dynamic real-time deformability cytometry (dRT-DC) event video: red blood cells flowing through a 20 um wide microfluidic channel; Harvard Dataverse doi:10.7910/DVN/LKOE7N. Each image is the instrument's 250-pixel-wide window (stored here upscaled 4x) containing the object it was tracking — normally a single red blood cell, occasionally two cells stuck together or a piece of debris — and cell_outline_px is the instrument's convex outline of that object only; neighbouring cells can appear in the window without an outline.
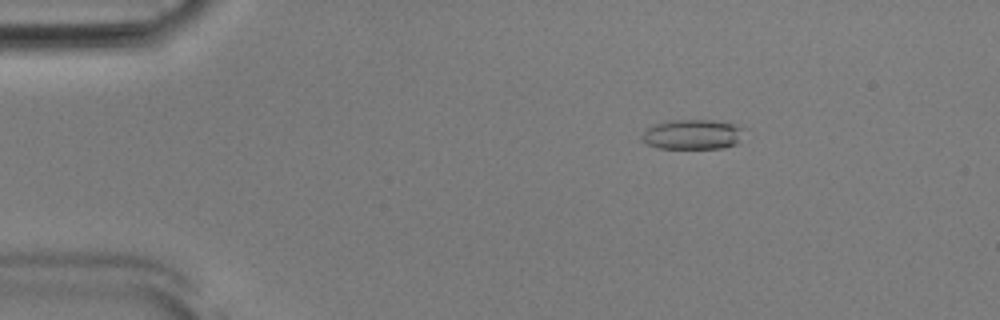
{"species": "Egyptian fruit bat (a non-hibernating species)", "species_latin": "Rousettus aegyptiacus", "temperature_condition": "room temperature", "stored_images_in_passage": 50, "camera_frame_rate_fps": 3000, "um_per_image_px": 0.085, "animal": {"sex": "male"}, "frame": {"image": 1, "passage_image": 6, "time_ms": 1.667, "image_size_px": [1000, 320], "cell_outline_px": [[748, 128], [736, 144], [720, 148], [660, 148], [648, 144], [640, 140], [640, 136], [648, 128], [656, 124], [672, 120], [712, 120], [740, 124]], "centroid_in_image_um": [58.94, 11.41], "position_along_channel_um": 26.1, "area_um2": 18.03}}
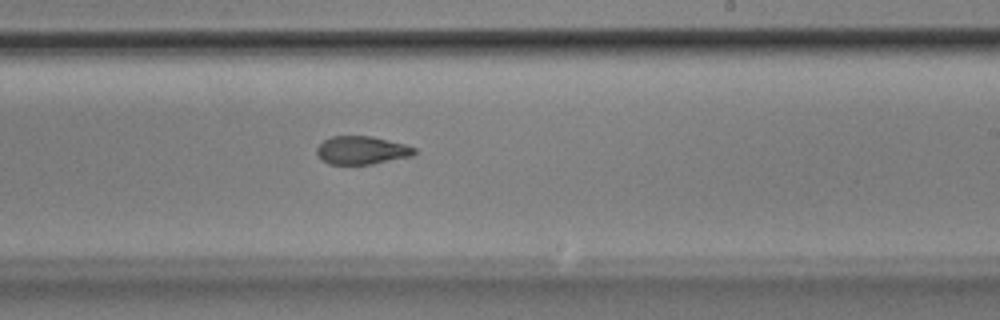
{"frame": {"image": 2, "passage_image": 29, "time_ms": 9.333, "image_size_px": [1000, 320], "cell_outline_px": [[416, 152], [412, 156], [372, 164], [328, 164], [320, 160], [316, 152], [316, 148], [324, 140], [332, 136], [372, 136], [404, 144], [416, 148]], "centroid_in_image_um": [30.72, 12.78], "position_along_channel_um": 258.3, "area_um2": 16.07}}
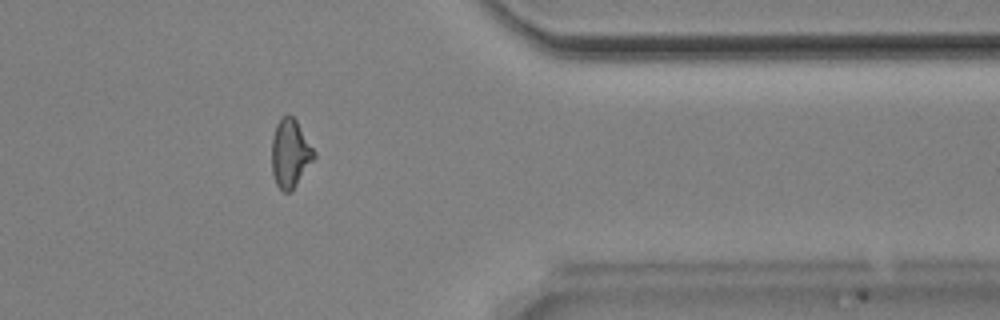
{"frame": {"image": 3, "passage_image": 40, "time_ms": 13.0, "image_size_px": [1000, 320], "cell_outline_px": [[316, 156], [292, 192], [284, 192], [276, 184], [272, 172], [272, 136], [276, 124], [284, 116], [292, 116], [296, 120], [316, 152]], "centroid_in_image_um": [24.67, 13.07], "position_along_channel_um": 386.7, "area_um2": 16.82}, "authors_computed_cell_mechanics": {"area_um2": 16.9932, "velocity_mm_per_s": 3.9019, "shape_relaxation_time_tau1_ms": null, "shape_relaxation_time_tau2_ms": 2.9169, "deformation_change_tau1": null, "deformation_change_tau2": 0.1052}}